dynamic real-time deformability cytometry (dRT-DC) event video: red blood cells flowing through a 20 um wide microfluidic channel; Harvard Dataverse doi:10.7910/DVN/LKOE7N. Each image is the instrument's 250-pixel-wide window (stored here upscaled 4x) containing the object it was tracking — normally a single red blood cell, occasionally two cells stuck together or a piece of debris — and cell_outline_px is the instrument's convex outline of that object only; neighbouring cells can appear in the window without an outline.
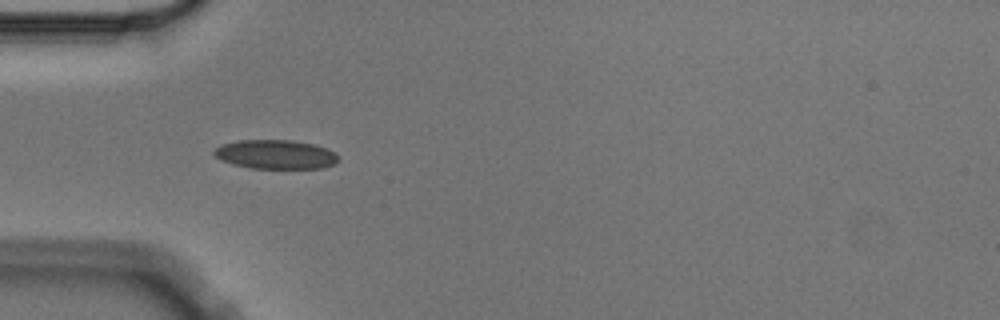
{"species": "Egyptian fruit bat (a non-hibernating species)", "species_latin": "Rousettus aegyptiacus", "temperature_condition": "cold", "stored_images_in_passage": 6, "camera_frame_rate_fps": 3000, "um_per_image_px": 0.085, "animal": {"sex": "male"}, "frame": {"image": 1, "passage_image": 4, "time_ms": 1.0, "image_size_px": [1000, 320], "cell_outline_px": [[336, 164], [320, 168], [252, 168], [232, 164], [216, 156], [212, 152], [220, 144], [240, 140], [292, 140], [312, 144], [324, 148], [332, 152], [336, 156]], "centroid_in_image_um": [23.38, 13.12], "position_along_channel_um": 61.6, "area_um2": 20.69}}
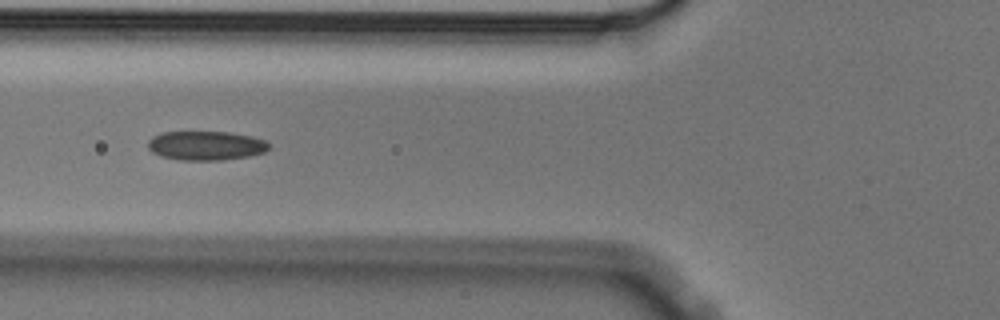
{"frame": {"image": 2, "passage_image": 5, "time_ms": 1.333, "image_size_px": [1000, 320], "cell_outline_px": [[268, 148], [264, 152], [248, 156], [224, 160], [180, 160], [160, 156], [152, 152], [148, 148], [148, 140], [152, 136], [160, 132], [228, 132], [252, 136], [264, 140], [268, 144]], "centroid_in_image_um": [17.46, 12.37], "position_along_channel_um": 108.3, "area_um2": 20.58}}
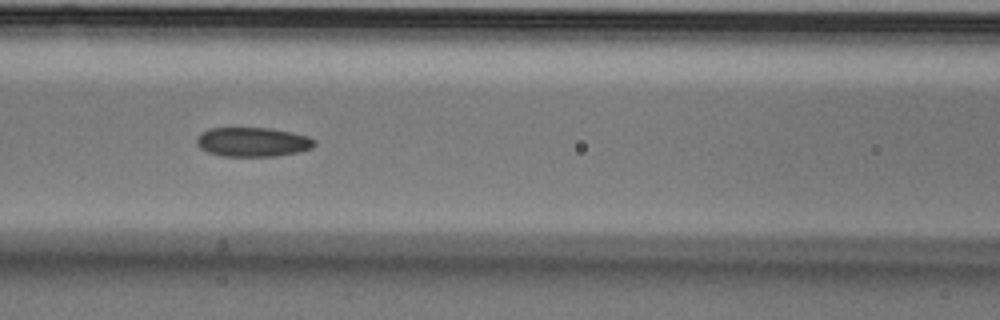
{"frame": {"image": 3, "passage_image": 6, "time_ms": 1.667, "image_size_px": [1000, 320], "cell_outline_px": [[316, 144], [312, 148], [300, 152], [276, 156], [224, 156], [208, 152], [200, 148], [196, 144], [196, 136], [212, 128], [268, 128], [308, 136], [316, 140]], "centroid_in_image_um": [21.49, 12.08], "position_along_channel_um": 145.1, "area_um2": 20.06}}